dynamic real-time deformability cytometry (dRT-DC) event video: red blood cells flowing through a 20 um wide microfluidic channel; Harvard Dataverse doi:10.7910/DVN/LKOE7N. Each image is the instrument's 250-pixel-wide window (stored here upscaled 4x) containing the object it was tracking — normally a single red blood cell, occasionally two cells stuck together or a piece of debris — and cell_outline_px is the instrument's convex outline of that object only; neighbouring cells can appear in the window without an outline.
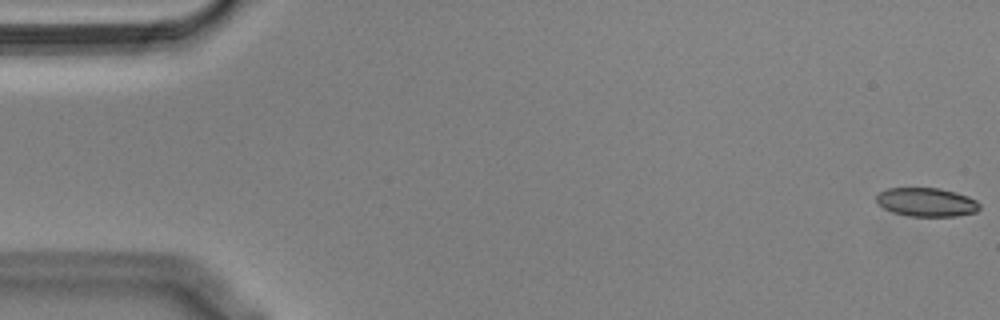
{"species": "Egyptian fruit bat (a non-hibernating species)", "species_latin": "Rousettus aegyptiacus", "temperature_condition": "cold", "stored_images_in_passage": 55, "camera_frame_rate_fps": 3000, "um_per_image_px": 0.085, "animal": {"sex": "male"}, "frame": {"image": 1, "passage_image": 1, "time_ms": 0.0, "image_size_px": [1000, 320], "cell_outline_px": [[980, 208], [976, 212], [956, 216], [908, 216], [892, 212], [884, 208], [876, 200], [876, 196], [880, 192], [888, 188], [940, 188], [956, 192], [968, 196], [976, 200], [980, 204]], "centroid_in_image_um": [78.78, 17.18], "position_along_channel_um": 6.2, "area_um2": 17.28}}
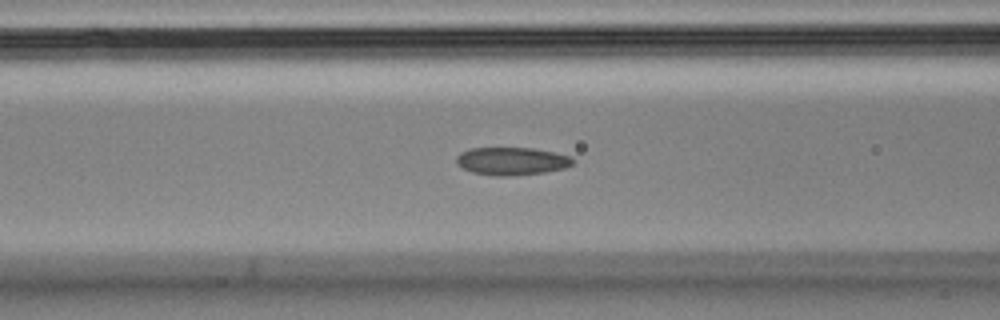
{"frame": {"image": 2, "passage_image": 22, "time_ms": 7.0, "image_size_px": [1000, 320], "cell_outline_px": [[576, 160], [572, 164], [564, 168], [544, 172], [512, 176], [492, 176], [472, 172], [460, 168], [456, 164], [456, 156], [460, 152], [472, 148], [532, 148], [552, 152], [568, 156]], "centroid_in_image_um": [43.44, 13.7], "position_along_channel_um": 123.2, "area_um2": 18.96}}
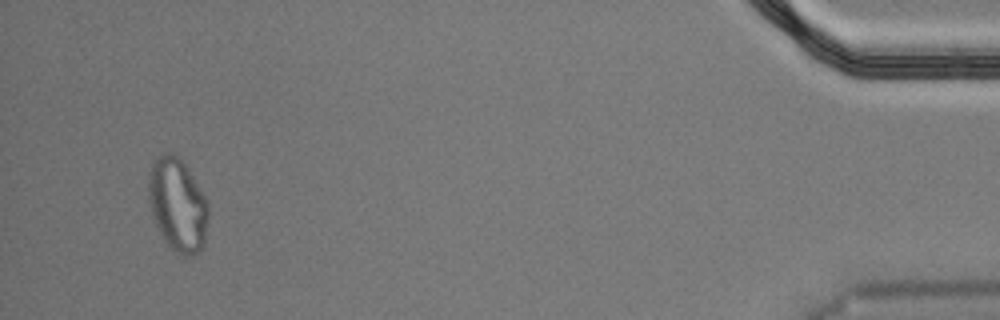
{"frame": {"image": 3, "passage_image": 53, "time_ms": 17.333, "image_size_px": [1000, 320], "cell_outline_px": [[208, 220], [204, 244], [196, 252], [188, 256], [180, 256], [164, 240], [152, 216], [148, 204], [148, 176], [152, 164], [156, 156], [168, 152], [180, 156], [204, 196], [208, 204]], "centroid_in_image_um": [15.07, 17.39], "position_along_channel_um": 420.1, "area_um2": 32.48}, "authors_computed_cell_mechanics": {"area_um2": 19.0162, "velocity_mm_per_s": 3.6253, "shape_relaxation_time_tau1_ms": null, "shape_relaxation_time_tau2_ms": 1.8058, "deformation_change_tau1": null, "deformation_change_tau2": 0.0787}}